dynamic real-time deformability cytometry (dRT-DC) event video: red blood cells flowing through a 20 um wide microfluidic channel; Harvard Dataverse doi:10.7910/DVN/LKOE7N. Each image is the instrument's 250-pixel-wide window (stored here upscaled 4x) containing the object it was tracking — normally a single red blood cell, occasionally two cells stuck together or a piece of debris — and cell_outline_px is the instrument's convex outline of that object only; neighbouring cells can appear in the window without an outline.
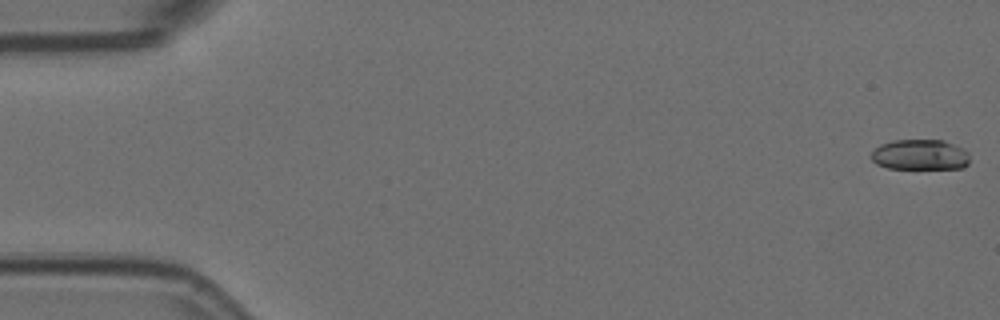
{"species": "Egyptian fruit bat (a non-hibernating species)", "species_latin": "Rousettus aegyptiacus", "temperature_condition": "room temperature", "stored_images_in_passage": 57, "camera_frame_rate_fps": 3000, "um_per_image_px": 0.085, "animal": {"sex": "female"}, "frame": {"image": 1, "passage_image": 1, "time_ms": 0.0, "image_size_px": [1000, 320], "cell_outline_px": [[968, 164], [964, 168], [888, 168], [876, 164], [872, 160], [872, 152], [880, 144], [892, 140], [944, 140], [964, 148], [968, 152]], "centroid_in_image_um": [78.22, 13.14], "position_along_channel_um": 6.8, "area_um2": 17.51}}
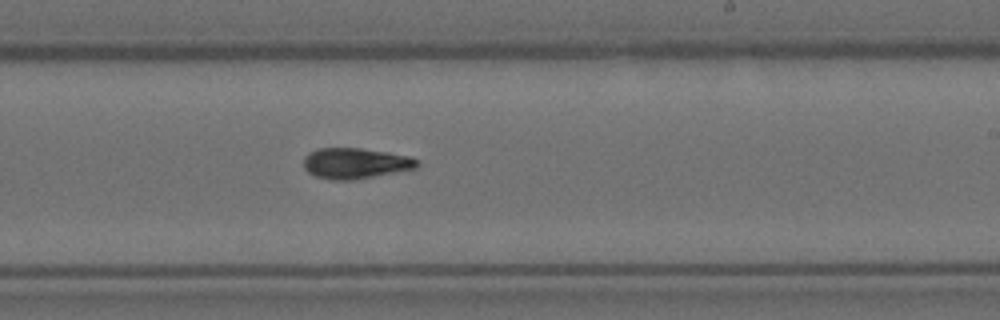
{"frame": {"image": 2, "passage_image": 34, "time_ms": 11.0, "image_size_px": [1000, 320], "cell_outline_px": [[420, 164], [416, 168], [352, 180], [332, 180], [316, 176], [308, 172], [304, 168], [304, 156], [308, 152], [316, 148], [360, 148], [388, 152], [412, 156], [420, 160]], "centroid_in_image_um": [30.22, 13.86], "position_along_channel_um": 258.8, "area_um2": 20.46}}
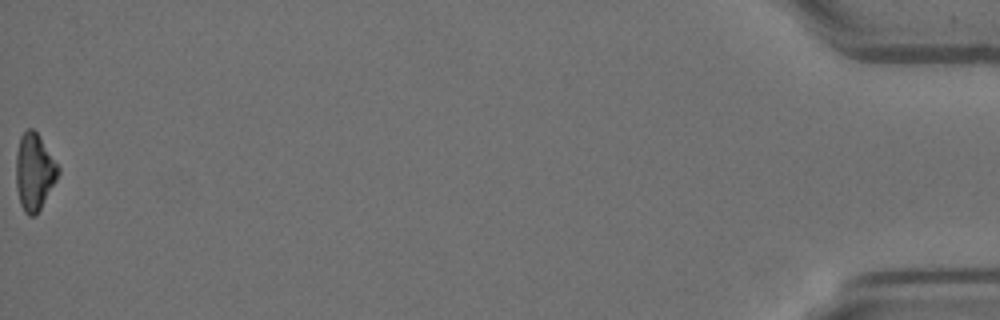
{"frame": {"image": 3, "passage_image": 57, "time_ms": 18.667, "image_size_px": [1000, 320], "cell_outline_px": [[60, 172], [56, 180], [36, 216], [28, 216], [24, 212], [20, 204], [16, 188], [16, 152], [20, 136], [28, 128], [32, 128], [36, 132], [60, 168]], "centroid_in_image_um": [2.9, 14.63], "position_along_channel_um": 432.3, "area_um2": 18.79}, "authors_computed_cell_mechanics": {"area_um2": 19.4208, "velocity_mm_per_s": 3.608, "shape_relaxation_time_tau1_ms": 5.2406, "shape_relaxation_time_tau2_ms": 5.6851, "deformation_change_tau1": 0.1615, "deformation_change_tau2": 0.1327}}